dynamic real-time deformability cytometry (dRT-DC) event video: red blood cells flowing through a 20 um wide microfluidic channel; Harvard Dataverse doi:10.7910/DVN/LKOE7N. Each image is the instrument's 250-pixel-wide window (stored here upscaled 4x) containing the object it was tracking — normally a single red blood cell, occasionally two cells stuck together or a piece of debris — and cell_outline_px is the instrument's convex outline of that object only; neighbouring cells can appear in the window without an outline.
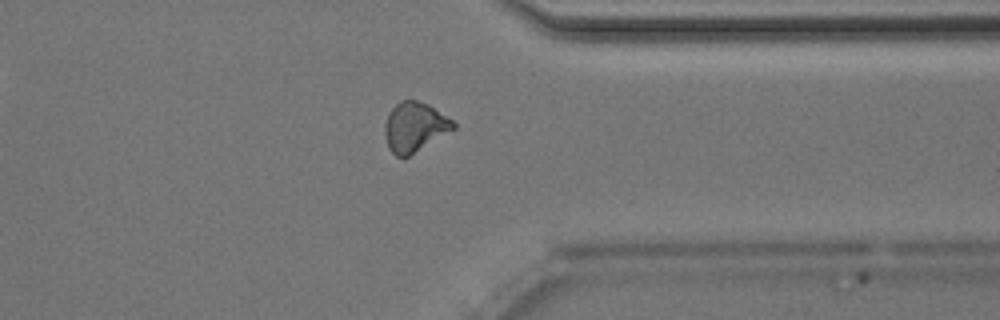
{"species": "Egyptian fruit bat (a non-hibernating species)", "species_latin": "Rousettus aegyptiacus", "temperature_condition": "room temperature", "stored_images_in_passage": 41, "camera_frame_rate_fps": 3000, "um_per_image_px": 0.085, "animal": {"sex": "male"}, "frame": {"image": 1, "passage_image": 30, "time_ms": 9.667, "image_size_px": [1000, 320], "cell_outline_px": [[456, 128], [408, 156], [396, 156], [388, 148], [384, 136], [384, 124], [392, 108], [400, 100], [416, 100], [428, 104], [452, 120], [456, 124]], "centroid_in_image_um": [35.22, 10.79], "position_along_channel_um": 376.2, "area_um2": 19.59}, "authors_computed_cell_mechanics": {"area_um2": 19.7098, "velocity_mm_per_s": 4.0444, "shape_relaxation_time_tau1_ms": 6.4689, "shape_relaxation_time_tau2_ms": 1.6729, "deformation_change_tau1": 0.1411, "deformation_change_tau2": 0.062}}